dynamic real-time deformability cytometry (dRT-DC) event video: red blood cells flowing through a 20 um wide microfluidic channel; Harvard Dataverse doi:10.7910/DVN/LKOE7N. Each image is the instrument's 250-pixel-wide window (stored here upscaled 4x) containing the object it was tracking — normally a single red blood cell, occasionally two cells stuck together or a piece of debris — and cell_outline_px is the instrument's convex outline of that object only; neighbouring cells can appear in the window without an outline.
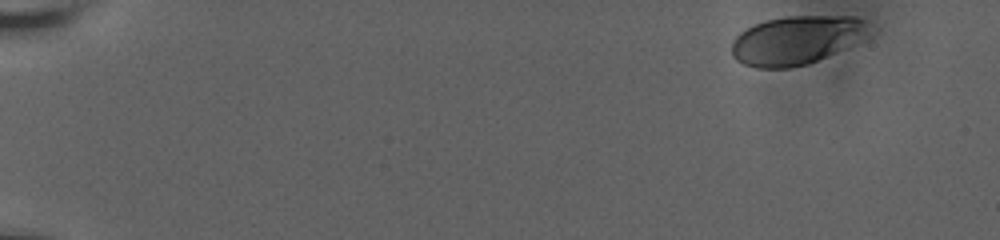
{"species": "human", "species_latin": "Homo sapiens", "temperature_condition": "room temperature", "stored_images_in_passage": 14, "camera_frame_rate_fps": 3000, "um_per_image_px": 0.085, "donor": {"sex": "male"}, "frame": {"image": 1, "passage_image": 1, "time_ms": 0.0, "image_size_px": [1000, 240], "cell_outline_px": [[872, 32], [868, 36], [808, 64], [788, 68], [756, 68], [744, 64], [736, 60], [732, 56], [732, 40], [740, 32], [764, 20], [784, 16], [856, 16], [864, 20], [872, 28]], "centroid_in_image_um": [67.69, 3.4], "position_along_channel_um": 17.3, "area_um2": 38.96}}
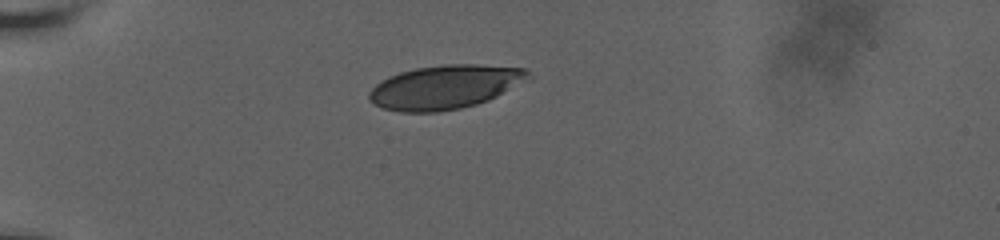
{"frame": {"image": 2, "passage_image": 8, "time_ms": 4.333, "image_size_px": [1000, 240], "cell_outline_px": [[528, 72], [524, 76], [496, 96], [488, 100], [476, 104], [460, 108], [436, 112], [400, 112], [384, 108], [368, 100], [368, 92], [380, 80], [388, 76], [400, 72], [416, 68], [448, 64], [476, 64], [528, 68]], "centroid_in_image_um": [37.68, 7.4], "position_along_channel_um": 47.3, "area_um2": 39.77}}
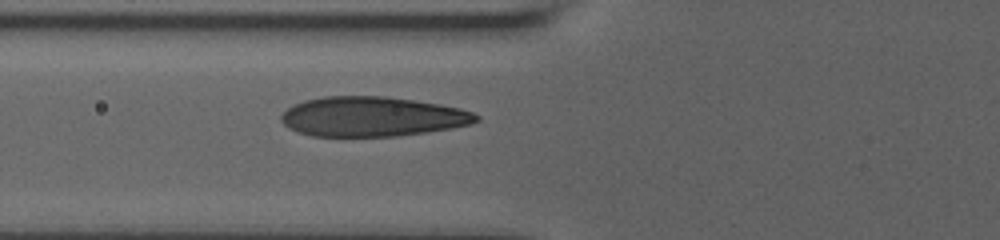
{"frame": {"image": 3, "passage_image": 14, "time_ms": 6.667, "image_size_px": [1000, 240], "cell_outline_px": [[480, 120], [468, 124], [448, 128], [424, 132], [396, 136], [312, 136], [296, 132], [288, 128], [280, 120], [280, 116], [292, 104], [304, 100], [324, 96], [384, 96], [440, 104], [460, 108], [472, 112], [480, 116]], "centroid_in_image_um": [31.58, 9.91], "position_along_channel_um": 94.2, "area_um2": 45.08}}